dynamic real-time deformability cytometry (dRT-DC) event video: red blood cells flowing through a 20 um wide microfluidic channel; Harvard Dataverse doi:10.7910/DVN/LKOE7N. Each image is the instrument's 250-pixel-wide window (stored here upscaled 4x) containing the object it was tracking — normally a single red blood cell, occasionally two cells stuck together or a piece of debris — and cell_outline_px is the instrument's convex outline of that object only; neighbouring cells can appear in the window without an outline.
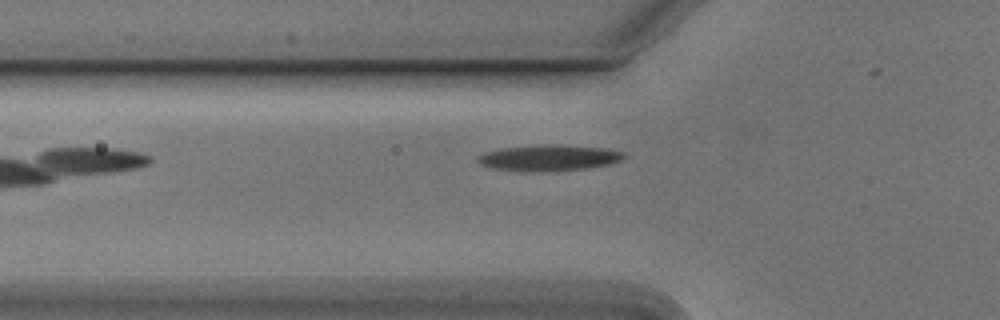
{"species": "Egyptian fruit bat (a non-hibernating species)", "species_latin": "Rousettus aegyptiacus", "temperature_condition": "cold", "stored_images_in_passage": 23, "camera_frame_rate_fps": 3000, "um_per_image_px": 0.085, "animal": {"sex": "male"}, "frame": {"image": 1, "passage_image": 2, "time_ms": 0.333, "image_size_px": [1000, 320], "cell_outline_px": [[628, 156], [620, 160], [608, 164], [588, 168], [496, 168], [480, 164], [476, 160], [476, 156], [484, 152], [500, 148], [540, 144], [560, 144], [608, 148], [624, 152]], "centroid_in_image_um": [46.73, 13.33], "position_along_channel_um": 79.1, "area_um2": 21.04}}
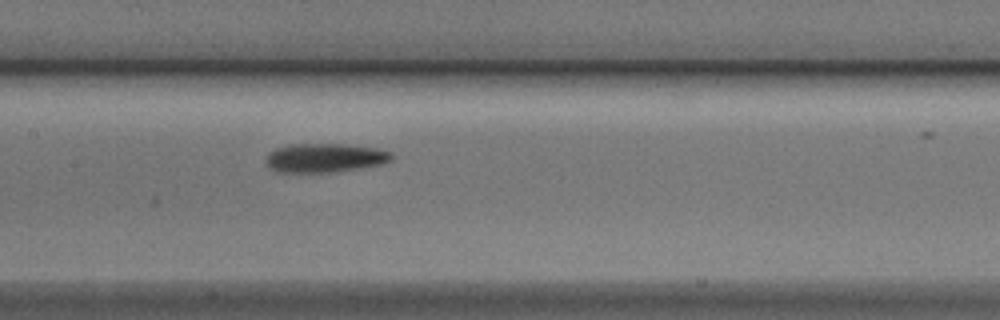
{"frame": {"image": 2, "passage_image": 10, "time_ms": 3.0, "image_size_px": [1000, 320], "cell_outline_px": [[396, 156], [392, 160], [384, 164], [360, 168], [328, 172], [280, 172], [272, 168], [264, 160], [268, 152], [276, 148], [288, 144], [344, 144], [380, 148], [392, 152]], "centroid_in_image_um": [27.67, 13.4], "position_along_channel_um": 179.7, "area_um2": 21.44}}
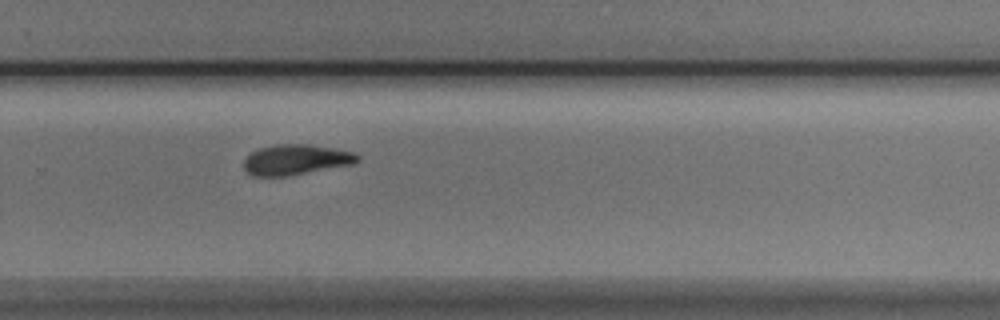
{"frame": {"image": 3, "passage_image": 20, "time_ms": 6.333, "image_size_px": [1000, 320], "cell_outline_px": [[360, 160], [352, 164], [284, 176], [252, 176], [244, 168], [244, 160], [252, 152], [260, 148], [276, 144], [308, 144], [332, 148], [352, 152], [360, 156]], "centroid_in_image_um": [25.14, 13.56], "position_along_channel_um": 304.7, "area_um2": 19.77}}